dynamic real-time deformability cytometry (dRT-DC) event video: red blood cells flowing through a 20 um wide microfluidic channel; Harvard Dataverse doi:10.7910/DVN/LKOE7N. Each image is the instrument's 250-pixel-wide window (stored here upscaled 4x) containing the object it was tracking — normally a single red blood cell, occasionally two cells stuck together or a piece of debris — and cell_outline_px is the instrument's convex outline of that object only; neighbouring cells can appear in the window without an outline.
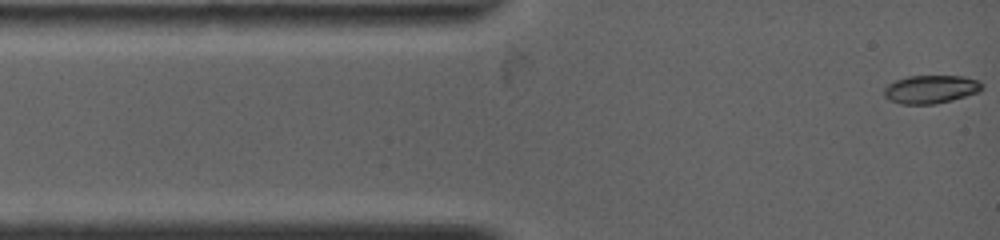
{"species": "common noctule bat (a hibernating species)", "species_latin": "Nyctalus noctula", "temperature_condition": "warm", "stored_images_in_passage": 67, "camera_frame_rate_fps": 4500, "um_per_image_px": 0.085, "animal": {"sex": "female", "body_mass_g": 19.0, "forearm_length_mm": 53.3}, "frame": {"image": 1, "passage_image": 1, "time_ms": 0.0, "image_size_px": [1000, 240], "cell_outline_px": [[984, 88], [980, 92], [952, 100], [936, 104], [900, 104], [888, 100], [884, 96], [884, 88], [888, 84], [896, 80], [908, 76], [964, 76], [980, 80], [984, 84]], "centroid_in_image_um": [79.15, 7.59], "position_along_channel_um": 5.8, "area_um2": 16.42}}
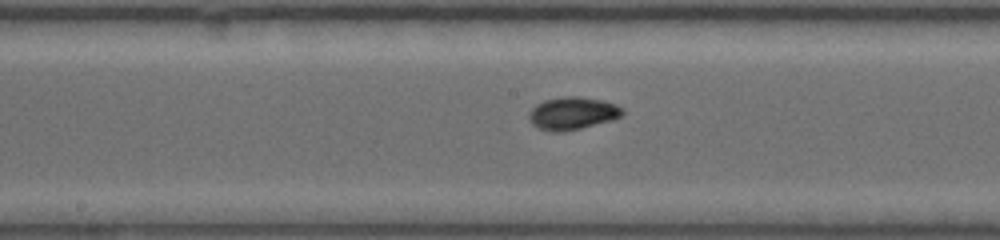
{"frame": {"image": 2, "passage_image": 26, "time_ms": 6.222, "image_size_px": [1000, 240], "cell_outline_px": [[624, 112], [620, 116], [612, 120], [564, 132], [552, 132], [540, 128], [532, 124], [528, 116], [528, 112], [536, 104], [544, 100], [564, 96], [580, 96], [600, 100], [616, 104], [624, 108]], "centroid_in_image_um": [48.65, 9.62], "position_along_channel_um": 199.6, "area_um2": 17.8}}
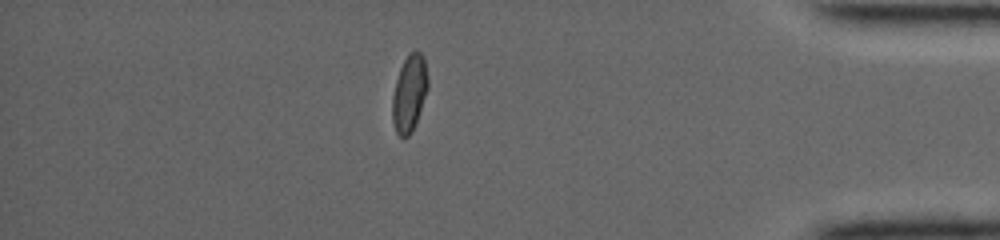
{"frame": {"image": 3, "passage_image": 51, "time_ms": 12.444, "image_size_px": [1000, 240], "cell_outline_px": [[428, 88], [412, 132], [408, 136], [400, 136], [396, 132], [392, 120], [392, 96], [396, 80], [400, 68], [408, 52], [420, 52], [424, 56], [428, 80]], "centroid_in_image_um": [34.79, 7.91], "position_along_channel_um": 400.4, "area_um2": 15.78}, "authors_computed_cell_mechanics": {"area_um2": 16.3574, "velocity_mm_per_s": 3.898, "shape_relaxation_time_tau1_ms": null, "shape_relaxation_time_tau2_ms": 0.9532, "deformation_change_tau1": null, "deformation_change_tau2": 0.035}}